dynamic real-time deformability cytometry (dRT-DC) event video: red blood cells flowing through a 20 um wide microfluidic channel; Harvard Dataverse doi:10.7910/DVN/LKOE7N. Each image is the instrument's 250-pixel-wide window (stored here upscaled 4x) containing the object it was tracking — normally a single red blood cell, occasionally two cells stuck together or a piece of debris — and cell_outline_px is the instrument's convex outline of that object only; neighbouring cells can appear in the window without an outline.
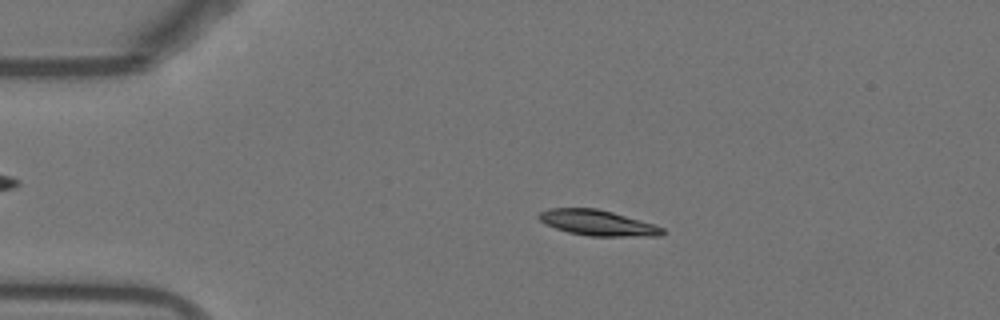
{"species": "Egyptian fruit bat (a non-hibernating species)", "species_latin": "Rousettus aegyptiacus", "temperature_condition": "warm", "stored_images_in_passage": 49, "camera_frame_rate_fps": 3000, "um_per_image_px": 0.085, "animal": {"sex": "female"}, "frame": {"image": 1, "passage_image": 7, "time_ms": 2.0, "image_size_px": [1000, 320], "cell_outline_px": [[664, 232], [660, 236], [588, 236], [568, 232], [544, 224], [536, 216], [540, 212], [548, 208], [596, 208], [612, 212], [652, 224], [664, 228]], "centroid_in_image_um": [50.74, 18.94], "position_along_channel_um": 34.3, "area_um2": 18.26}}
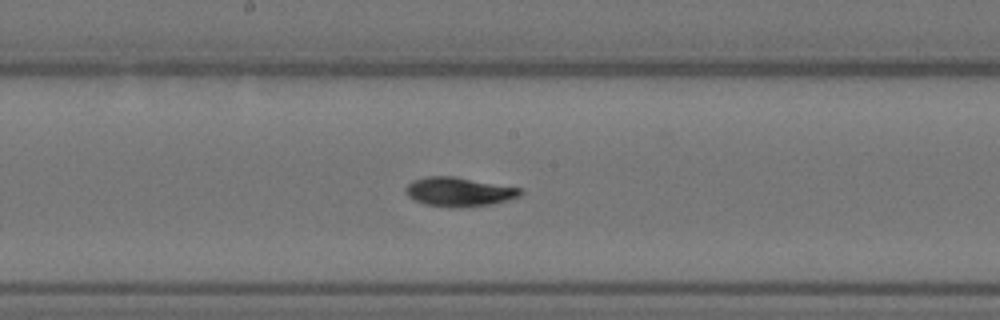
{"frame": {"image": 2, "passage_image": 24, "time_ms": 7.667, "image_size_px": [1000, 320], "cell_outline_px": [[524, 192], [520, 196], [508, 200], [492, 204], [460, 208], [448, 208], [424, 204], [408, 196], [404, 192], [404, 188], [412, 180], [428, 176], [452, 176], [524, 188]], "centroid_in_image_um": [39.03, 16.31], "position_along_channel_um": 209.2, "area_um2": 19.83}}
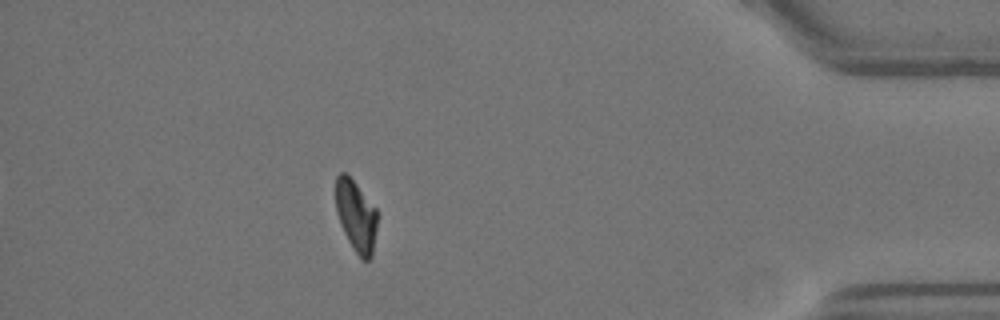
{"frame": {"image": 3, "passage_image": 43, "time_ms": 14.0, "image_size_px": [1000, 320], "cell_outline_px": [[376, 228], [372, 256], [368, 260], [364, 260], [352, 248], [340, 224], [336, 212], [336, 176], [340, 172], [344, 172], [356, 184], [376, 208]], "centroid_in_image_um": [30.25, 18.35], "position_along_channel_um": 405.0, "area_um2": 16.99}, "authors_computed_cell_mechanics": {"area_um2": 18.4382, "velocity_mm_per_s": 3.8341, "shape_relaxation_time_tau1_ms": 3.9512, "shape_relaxation_time_tau2_ms": 3.8868, "deformation_change_tau1": 0.1798, "deformation_change_tau2": 0.0661}}